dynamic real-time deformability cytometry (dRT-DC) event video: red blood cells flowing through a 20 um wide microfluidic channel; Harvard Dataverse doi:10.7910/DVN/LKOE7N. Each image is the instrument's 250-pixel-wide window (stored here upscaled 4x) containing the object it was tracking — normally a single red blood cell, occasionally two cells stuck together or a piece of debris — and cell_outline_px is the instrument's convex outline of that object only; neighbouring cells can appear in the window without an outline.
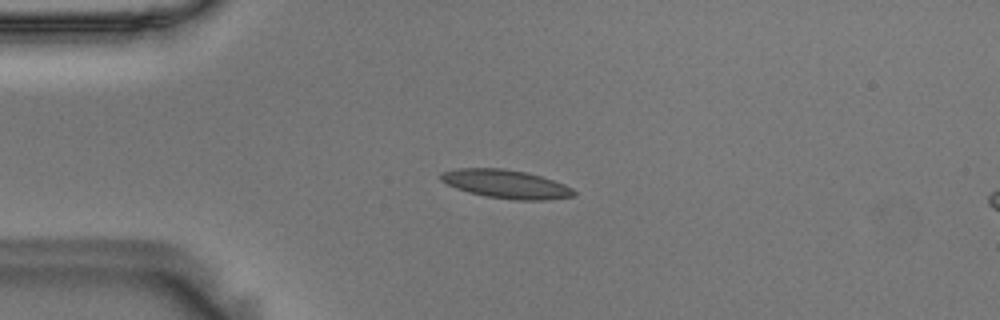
{"species": "Egyptian fruit bat (a non-hibernating species)", "species_latin": "Rousettus aegyptiacus", "temperature_condition": "room temperature", "stored_images_in_passage": 45, "camera_frame_rate_fps": 3000, "um_per_image_px": 0.085, "animal": {"sex": "male"}, "frame": {"image": 1, "passage_image": 14, "time_ms": 4.333, "image_size_px": [1000, 320], "cell_outline_px": [[576, 196], [544, 200], [512, 200], [484, 196], [468, 192], [456, 188], [440, 180], [440, 172], [456, 168], [504, 168], [528, 172], [564, 184], [572, 188], [576, 192]], "centroid_in_image_um": [43.0, 15.64], "position_along_channel_um": 42.0, "area_um2": 22.31}}
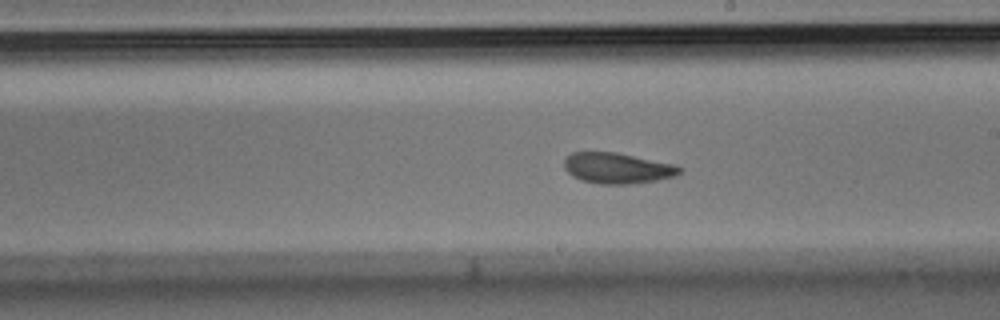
{"frame": {"image": 2, "passage_image": 32, "time_ms": 10.333, "image_size_px": [1000, 320], "cell_outline_px": [[684, 168], [676, 176], [656, 180], [632, 184], [600, 184], [580, 180], [572, 176], [564, 168], [564, 160], [572, 152], [616, 152], [676, 164]], "centroid_in_image_um": [52.5, 14.29], "position_along_channel_um": 236.5, "area_um2": 20.87}}
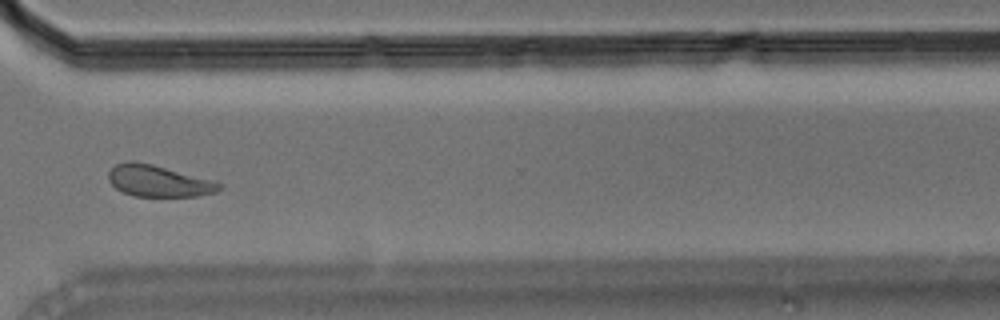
{"frame": {"image": 3, "passage_image": 42, "time_ms": 13.667, "image_size_px": [1000, 320], "cell_outline_px": [[224, 184], [216, 192], [200, 196], [132, 196], [116, 188], [108, 180], [108, 172], [116, 164], [128, 160], [132, 160], [152, 164], [212, 180]], "centroid_in_image_um": [13.46, 15.38], "position_along_channel_um": 357.1, "area_um2": 20.29}, "authors_computed_cell_mechanics": {"area_um2": 20.8658, "velocity_mm_per_s": 3.6162, "shape_relaxation_time_tau1_ms": 5.3855, "shape_relaxation_time_tau2_ms": 2.4945, "deformation_change_tau1": 0.1441, "deformation_change_tau2": 0.075}}